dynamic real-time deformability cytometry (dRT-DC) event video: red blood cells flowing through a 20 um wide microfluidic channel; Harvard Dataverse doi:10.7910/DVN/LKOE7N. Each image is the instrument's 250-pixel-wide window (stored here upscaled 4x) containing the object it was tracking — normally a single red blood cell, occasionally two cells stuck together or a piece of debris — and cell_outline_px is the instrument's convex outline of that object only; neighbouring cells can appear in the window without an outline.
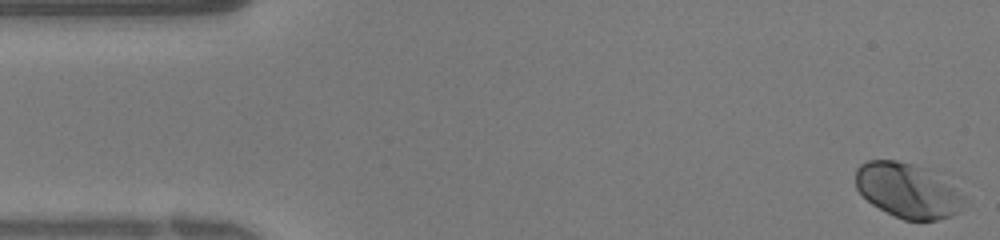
{"species": "human", "species_latin": "Homo sapiens", "temperature_condition": "warm", "stored_images_in_passage": 39, "camera_frame_rate_fps": 3000, "um_per_image_px": 0.085, "donor": {"sex": "female"}, "frame": {"image": 1, "passage_image": 1, "time_ms": 0.0, "image_size_px": [1000, 240], "cell_outline_px": [[968, 200], [960, 212], [952, 216], [936, 220], [904, 220], [872, 204], [856, 188], [856, 168], [860, 164], [868, 160], [896, 160], [932, 168], [956, 188]], "centroid_in_image_um": [77.22, 16.17], "position_along_channel_um": 7.8, "area_um2": 35.14}}
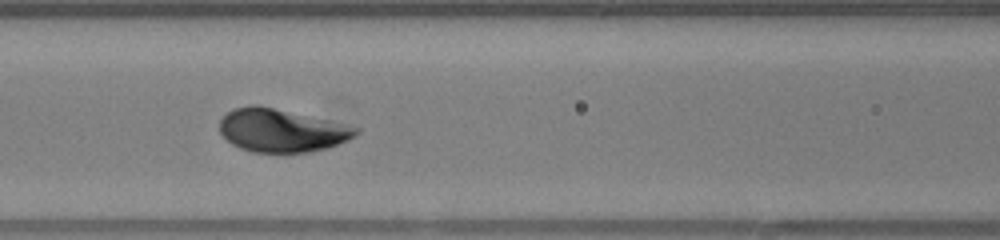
{"frame": {"image": 2, "passage_image": 16, "time_ms": 5.0, "image_size_px": [1000, 240], "cell_outline_px": [[360, 132], [356, 136], [348, 140], [328, 148], [308, 152], [252, 152], [240, 148], [232, 144], [220, 132], [220, 120], [232, 108], [252, 104], [256, 104], [328, 120], [360, 128]], "centroid_in_image_um": [23.93, 11.08], "position_along_channel_um": 142.7, "area_um2": 34.1}}
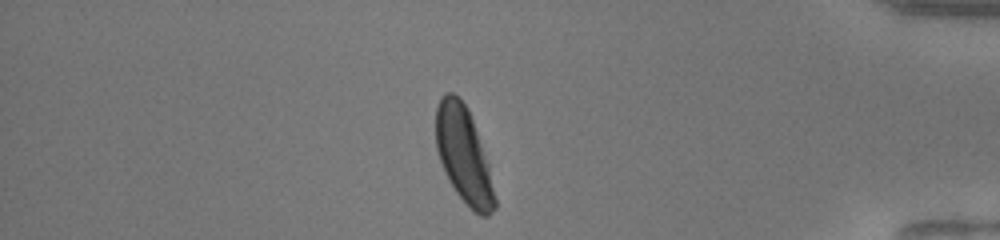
{"frame": {"image": 3, "passage_image": 33, "time_ms": 10.667, "image_size_px": [1000, 240], "cell_outline_px": [[496, 208], [488, 216], [480, 216], [456, 192], [448, 180], [444, 172], [436, 148], [436, 108], [440, 96], [444, 92], [452, 92], [468, 108], [488, 164], [496, 200]], "centroid_in_image_um": [39.39, 13.16], "position_along_channel_um": 395.8, "area_um2": 32.48}}